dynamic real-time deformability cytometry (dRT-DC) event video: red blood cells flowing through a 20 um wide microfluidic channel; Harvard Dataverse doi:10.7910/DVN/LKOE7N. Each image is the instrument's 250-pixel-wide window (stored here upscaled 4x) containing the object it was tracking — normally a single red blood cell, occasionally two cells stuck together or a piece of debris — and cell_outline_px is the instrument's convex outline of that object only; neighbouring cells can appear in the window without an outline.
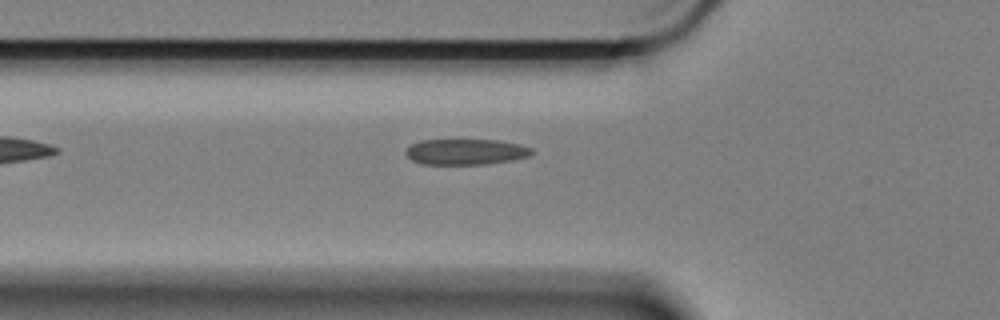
{"species": "Egyptian fruit bat (a non-hibernating species)", "species_latin": "Rousettus aegyptiacus", "temperature_condition": "cold", "stored_images_in_passage": 36, "camera_frame_rate_fps": 3000, "um_per_image_px": 0.085, "animal": {"sex": "female"}, "frame": {"image": 1, "passage_image": 2, "time_ms": 0.333, "image_size_px": [1000, 320], "cell_outline_px": [[532, 152], [528, 156], [512, 160], [484, 164], [420, 164], [412, 160], [404, 152], [412, 144], [420, 140], [500, 140], [520, 144], [532, 148]], "centroid_in_image_um": [39.58, 12.9], "position_along_channel_um": 86.2, "area_um2": 18.84}}
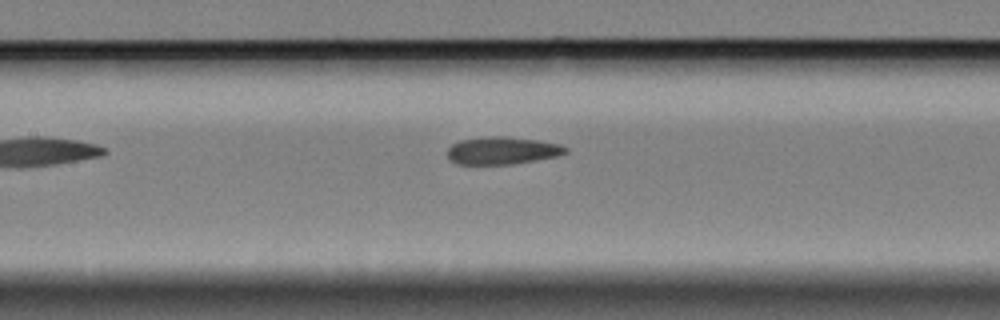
{"frame": {"image": 2, "passage_image": 9, "time_ms": 2.667, "image_size_px": [1000, 320], "cell_outline_px": [[568, 152], [556, 156], [536, 160], [512, 164], [456, 164], [448, 156], [448, 148], [452, 144], [460, 140], [484, 136], [504, 136], [536, 140], [560, 144], [568, 148]], "centroid_in_image_um": [42.69, 12.79], "position_along_channel_um": 164.7, "area_um2": 18.9}}
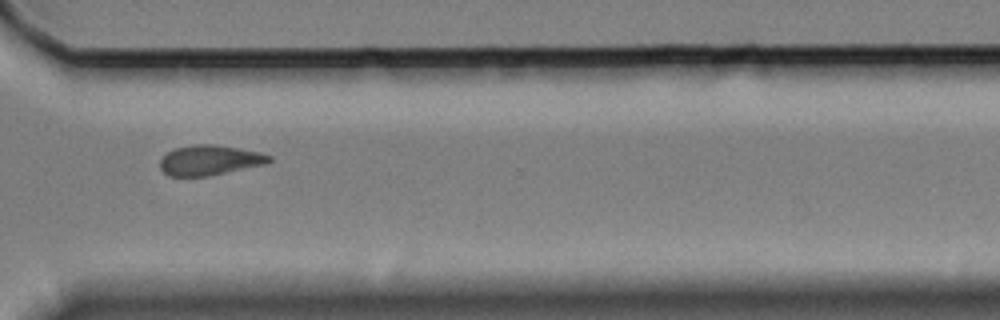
{"frame": {"image": 3, "passage_image": 26, "time_ms": 8.333, "image_size_px": [1000, 320], "cell_outline_px": [[272, 160], [264, 164], [208, 176], [168, 176], [160, 168], [160, 160], [168, 152], [176, 148], [192, 144], [216, 144], [240, 148], [260, 152], [272, 156]], "centroid_in_image_um": [17.82, 13.6], "position_along_channel_um": 352.8, "area_um2": 19.07}}